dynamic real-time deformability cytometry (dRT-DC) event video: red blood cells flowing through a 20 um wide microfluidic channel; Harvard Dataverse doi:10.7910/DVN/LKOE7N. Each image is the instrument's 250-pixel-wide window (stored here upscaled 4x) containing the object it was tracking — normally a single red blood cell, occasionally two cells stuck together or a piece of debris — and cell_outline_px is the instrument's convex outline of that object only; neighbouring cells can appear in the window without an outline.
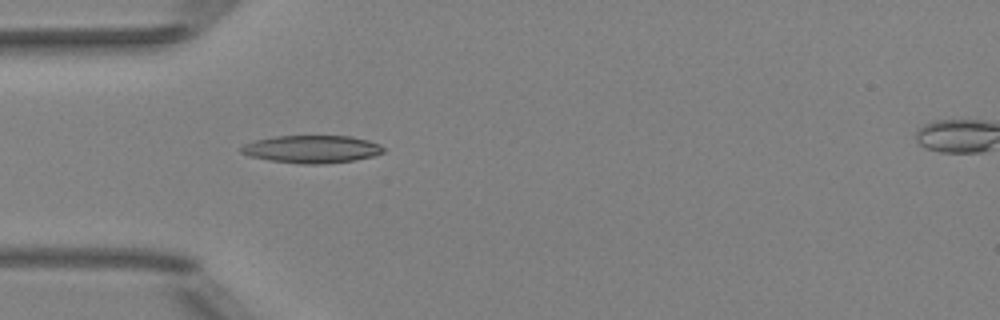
{"species": "Egyptian fruit bat (a non-hibernating species)", "species_latin": "Rousettus aegyptiacus", "temperature_condition": "room temperature", "stored_images_in_passage": 34, "camera_frame_rate_fps": 3000, "um_per_image_px": 0.085, "animal": {"sex": "female"}, "frame": {"image": 1, "passage_image": 1, "time_ms": 0.0, "image_size_px": [1000, 320], "cell_outline_px": [[384, 152], [372, 156], [352, 160], [324, 164], [300, 164], [268, 160], [248, 156], [240, 152], [240, 148], [244, 144], [256, 140], [276, 136], [352, 136], [368, 140], [380, 144], [384, 148]], "centroid_in_image_um": [26.49, 12.68], "position_along_channel_um": 58.5, "area_um2": 22.95}}
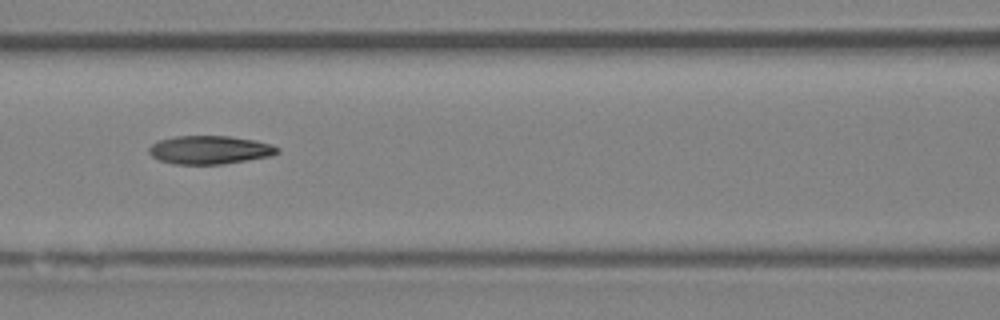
{"frame": {"image": 2, "passage_image": 8, "time_ms": 2.333, "image_size_px": [1000, 320], "cell_outline_px": [[280, 152], [272, 156], [220, 164], [176, 164], [160, 160], [152, 156], [148, 152], [148, 148], [152, 144], [160, 140], [176, 136], [228, 136], [256, 140], [272, 144], [280, 148]], "centroid_in_image_um": [17.86, 12.73], "position_along_channel_um": 148.7, "area_um2": 21.21}}
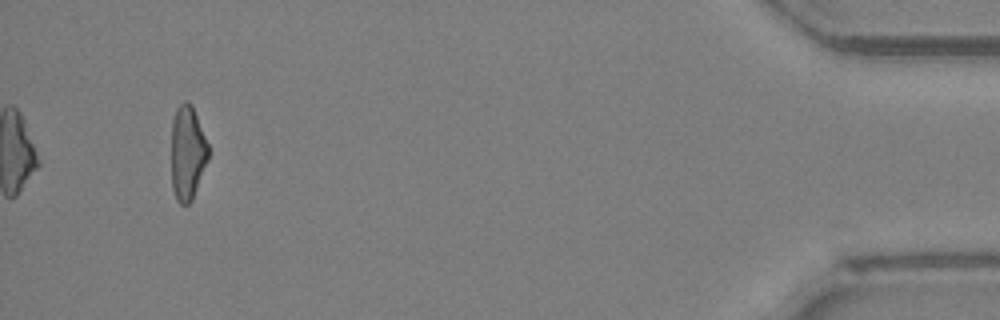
{"frame": {"image": 3, "passage_image": 34, "time_ms": 11.0, "image_size_px": [1000, 320], "cell_outline_px": [[208, 160], [192, 200], [188, 204], [180, 204], [176, 200], [172, 188], [172, 120], [176, 108], [184, 100], [188, 100], [192, 104], [208, 144]], "centroid_in_image_um": [15.93, 12.97], "position_along_channel_um": 419.3, "area_um2": 20.4}, "authors_computed_cell_mechanics": {"area_um2": 21.2126, "velocity_mm_per_s": 4.0205, "shape_relaxation_time_tau1_ms": null, "shape_relaxation_time_tau2_ms": 4.0914, "deformation_change_tau1": null, "deformation_change_tau2": 0.1311}}